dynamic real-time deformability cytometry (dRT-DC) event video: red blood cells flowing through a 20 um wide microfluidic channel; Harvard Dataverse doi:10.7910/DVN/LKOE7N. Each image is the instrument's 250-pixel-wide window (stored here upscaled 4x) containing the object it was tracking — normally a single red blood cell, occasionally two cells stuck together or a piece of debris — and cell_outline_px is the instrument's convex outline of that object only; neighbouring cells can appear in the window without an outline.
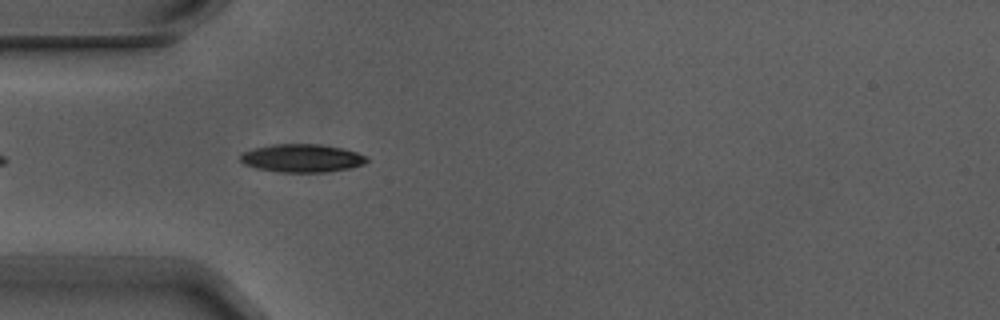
{"species": "Egyptian fruit bat (a non-hibernating species)", "species_latin": "Rousettus aegyptiacus", "temperature_condition": "warm", "stored_images_in_passage": 5, "camera_frame_rate_fps": 3000, "um_per_image_px": 0.085, "animal": {"sex": "male"}, "frame": {"image": 1, "passage_image": 5, "time_ms": 1.333, "image_size_px": [1000, 320], "cell_outline_px": [[368, 160], [364, 164], [348, 168], [328, 172], [280, 172], [256, 168], [244, 164], [240, 160], [240, 156], [244, 152], [256, 148], [272, 144], [320, 144], [344, 148], [368, 156]], "centroid_in_image_um": [25.7, 13.44], "position_along_channel_um": 59.3, "area_um2": 20.69}}